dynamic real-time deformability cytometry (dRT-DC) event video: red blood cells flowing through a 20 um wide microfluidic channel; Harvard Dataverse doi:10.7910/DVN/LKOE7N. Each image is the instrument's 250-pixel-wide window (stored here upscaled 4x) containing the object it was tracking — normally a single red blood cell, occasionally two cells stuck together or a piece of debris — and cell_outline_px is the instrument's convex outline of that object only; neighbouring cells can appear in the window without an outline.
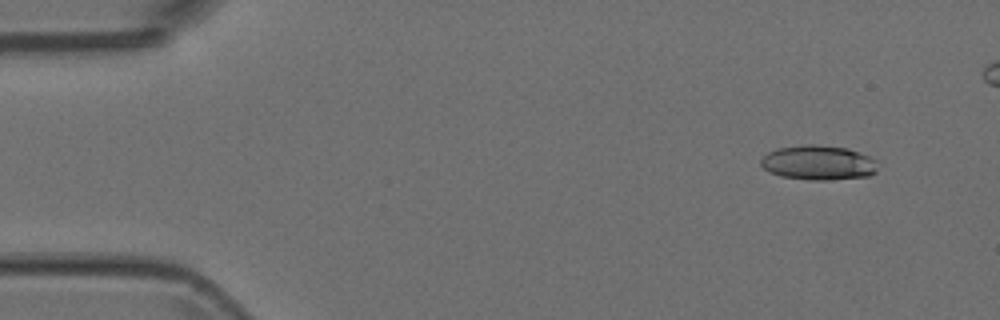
{"species": "Egyptian fruit bat (a non-hibernating species)", "species_latin": "Rousettus aegyptiacus", "temperature_condition": "room temperature", "stored_images_in_passage": 6, "camera_frame_rate_fps": 3000, "um_per_image_px": 0.085, "animal": {"sex": "female"}, "frame": {"image": 1, "passage_image": 2, "time_ms": 0.333, "image_size_px": [1000, 320], "cell_outline_px": [[876, 172], [868, 176], [828, 180], [812, 180], [780, 176], [768, 172], [760, 164], [760, 160], [768, 152], [776, 148], [808, 144], [816, 144], [848, 148], [868, 156], [876, 160]], "centroid_in_image_um": [69.53, 13.82], "position_along_channel_um": 15.5, "area_um2": 23.64}}